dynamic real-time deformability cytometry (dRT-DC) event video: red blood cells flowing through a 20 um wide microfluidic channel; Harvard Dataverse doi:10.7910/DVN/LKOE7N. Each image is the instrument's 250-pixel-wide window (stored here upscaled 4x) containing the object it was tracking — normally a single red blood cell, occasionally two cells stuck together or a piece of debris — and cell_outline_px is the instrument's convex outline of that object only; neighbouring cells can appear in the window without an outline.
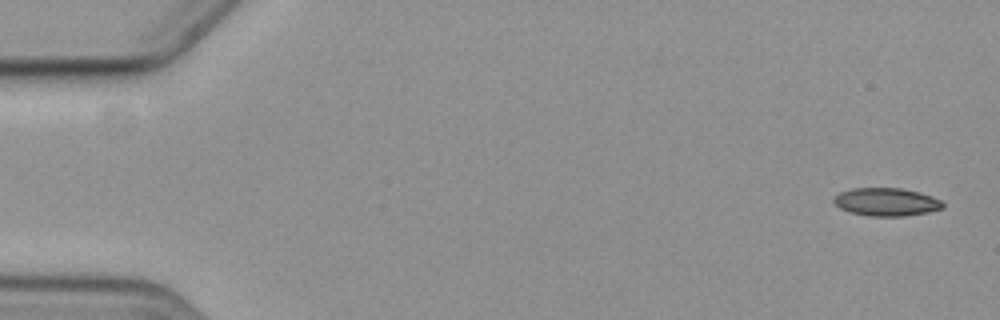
{"species": "common noctule bat (a hibernating species)", "species_latin": "Nyctalus noctula", "temperature_condition": "cold", "stored_images_in_passage": 6, "camera_frame_rate_fps": 3000, "um_per_image_px": 0.085, "animal": {"sex": "female", "body_mass_g": 19.3, "forearm_length_mm": 54.1}, "frame": {"image": 1, "passage_image": 1, "time_ms": 0.0, "image_size_px": [1000, 320], "cell_outline_px": [[944, 208], [928, 212], [904, 216], [868, 216], [848, 212], [840, 208], [832, 200], [840, 192], [852, 188], [900, 188], [920, 192], [932, 196], [940, 200], [944, 204]], "centroid_in_image_um": [75.34, 17.17], "position_along_channel_um": 9.7, "area_um2": 17.86}}
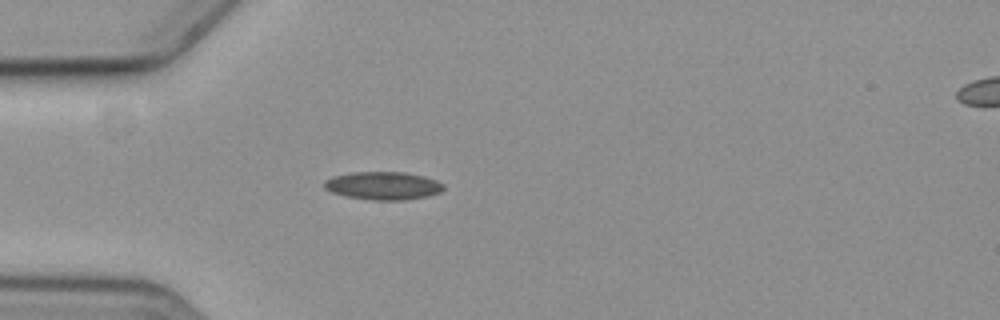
{"frame": {"image": 2, "passage_image": 5, "time_ms": 5.0, "image_size_px": [1000, 320], "cell_outline_px": [[444, 188], [440, 192], [428, 196], [404, 200], [372, 200], [344, 196], [332, 192], [324, 188], [324, 180], [332, 176], [352, 172], [404, 172], [424, 176], [436, 180], [444, 184]], "centroid_in_image_um": [32.55, 15.78], "position_along_channel_um": 52.4, "area_um2": 19.59}}